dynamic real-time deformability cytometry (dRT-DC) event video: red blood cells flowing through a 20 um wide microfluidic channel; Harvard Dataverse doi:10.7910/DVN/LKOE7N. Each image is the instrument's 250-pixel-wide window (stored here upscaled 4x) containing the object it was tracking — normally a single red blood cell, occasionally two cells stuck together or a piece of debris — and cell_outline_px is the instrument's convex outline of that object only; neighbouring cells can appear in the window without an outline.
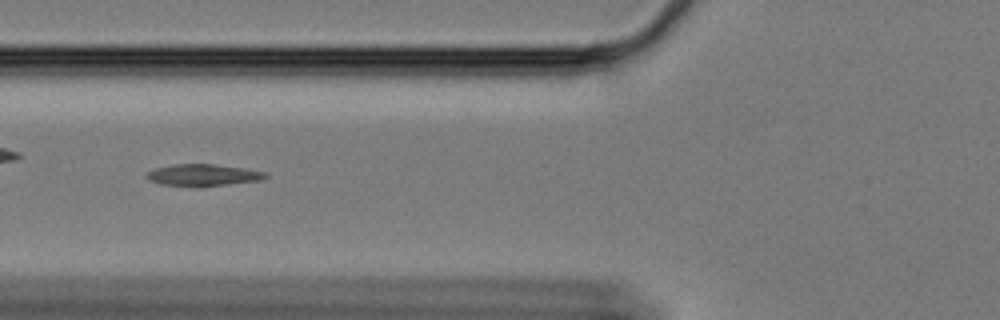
{"species": "Egyptian fruit bat (a non-hibernating species)", "species_latin": "Rousettus aegyptiacus", "temperature_condition": "cold", "stored_images_in_passage": 60, "camera_frame_rate_fps": 3000, "um_per_image_px": 0.085, "animal": {"sex": "female"}, "frame": {"image": 1, "passage_image": 23, "time_ms": 7.333, "image_size_px": [1000, 320], "cell_outline_px": [[268, 176], [264, 180], [200, 188], [196, 188], [160, 184], [148, 180], [144, 176], [148, 172], [156, 168], [172, 164], [212, 164], [244, 168], [268, 172]], "centroid_in_image_um": [17.28, 14.91], "position_along_channel_um": 108.5, "area_um2": 15.66}}
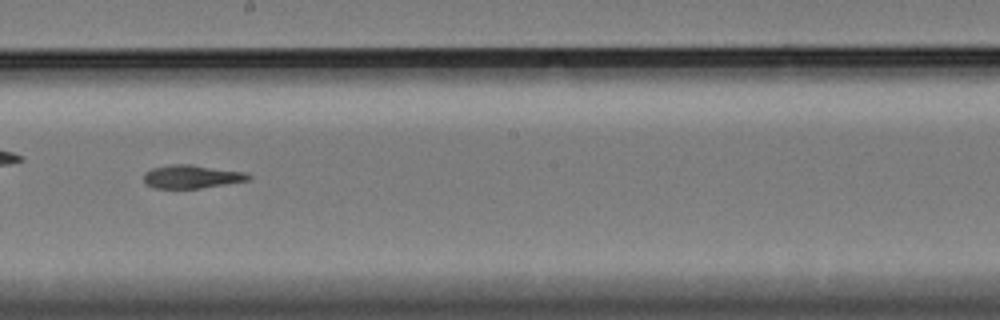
{"frame": {"image": 2, "passage_image": 34, "time_ms": 11.0, "image_size_px": [1000, 320], "cell_outline_px": [[252, 176], [248, 180], [200, 188], [152, 188], [144, 184], [144, 172], [152, 168], [172, 164], [192, 164], [244, 172]], "centroid_in_image_um": [16.23, 15.01], "position_along_channel_um": 232.0, "area_um2": 14.22}}
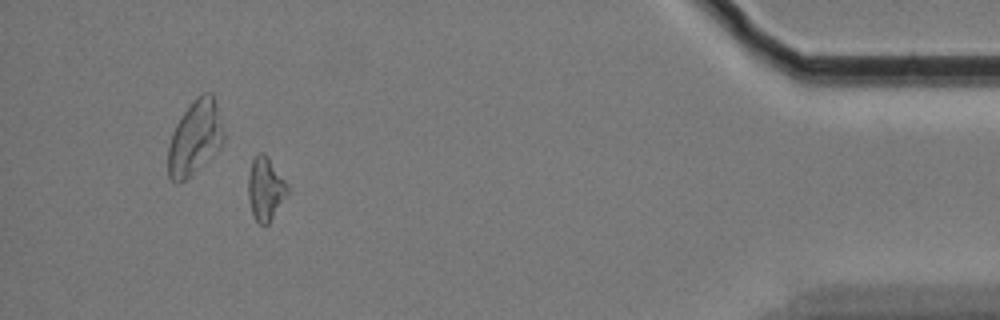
{"frame": {"image": 3, "passage_image": 55, "time_ms": 18.0, "image_size_px": [1000, 320], "cell_outline_px": [[288, 192], [268, 224], [260, 224], [256, 220], [252, 212], [248, 196], [248, 176], [252, 160], [260, 152], [264, 152], [288, 184]], "centroid_in_image_um": [22.55, 16.03], "position_along_channel_um": 412.6, "area_um2": 14.16}, "authors_computed_cell_mechanics": {"area_um2": 14.5078, "velocity_mm_per_s": 3.3572, "shape_relaxation_time_tau1_ms": null, "shape_relaxation_time_tau2_ms": 8.0733, "deformation_change_tau1": null, "deformation_change_tau2": 0.1513}}